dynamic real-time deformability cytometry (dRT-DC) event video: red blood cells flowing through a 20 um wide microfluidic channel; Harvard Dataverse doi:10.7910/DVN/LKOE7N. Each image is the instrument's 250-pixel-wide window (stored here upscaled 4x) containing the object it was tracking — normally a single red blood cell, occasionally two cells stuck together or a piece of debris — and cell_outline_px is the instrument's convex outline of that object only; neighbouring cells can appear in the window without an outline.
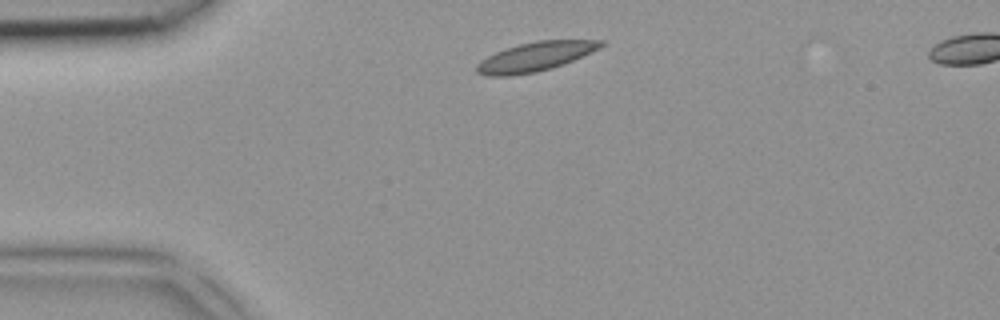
{"species": "common noctule bat (a hibernating species)", "species_latin": "Nyctalus noctula", "temperature_condition": "room temperature", "stored_images_in_passage": 3, "segment_of_instrument_passage": [1, 2], "camera_frame_rate_fps": 3000, "um_per_image_px": 0.085, "animal": {"sex": "female", "body_mass_g": 18.4}, "frame": {"image": 1, "passage_image": 1, "time_ms": 0.0, "image_size_px": [1000, 320], "cell_outline_px": [[604, 44], [600, 48], [564, 64], [552, 68], [536, 72], [512, 76], [484, 76], [476, 72], [476, 64], [480, 60], [496, 52], [520, 44], [536, 40], [604, 40]], "centroid_in_image_um": [45.48, 4.83], "position_along_channel_um": 39.5, "area_um2": 21.1}}